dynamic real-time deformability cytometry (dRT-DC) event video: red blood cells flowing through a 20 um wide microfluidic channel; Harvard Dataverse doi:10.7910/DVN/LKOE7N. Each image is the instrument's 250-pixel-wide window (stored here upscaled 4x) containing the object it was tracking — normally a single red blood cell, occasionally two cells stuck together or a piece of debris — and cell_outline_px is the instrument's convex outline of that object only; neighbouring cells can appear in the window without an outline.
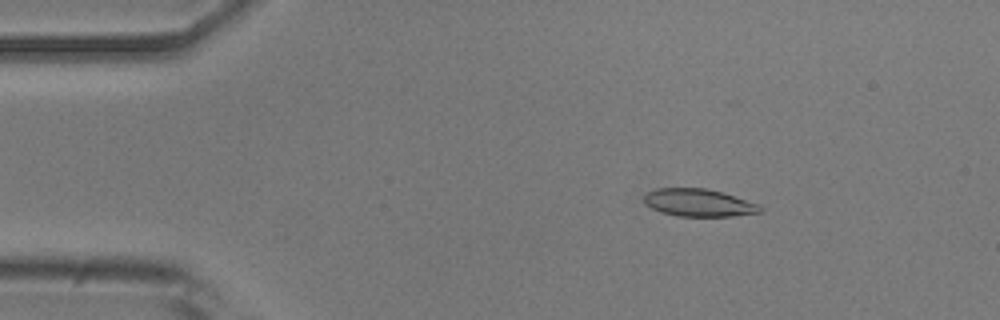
{"species": "common noctule bat (a hibernating species)", "species_latin": "Nyctalus noctula", "temperature_condition": "room temperature", "stored_images_in_passage": 53, "camera_frame_rate_fps": 3000, "um_per_image_px": 0.085, "animal": {"sex": "male", "body_mass_g": 20.5, "forearm_length_mm": 52.5}, "frame": {"image": 1, "passage_image": 8, "time_ms": 2.333, "image_size_px": [1000, 320], "cell_outline_px": [[764, 208], [760, 212], [732, 216], [676, 216], [652, 208], [644, 204], [644, 196], [648, 192], [656, 188], [704, 188], [720, 192], [760, 204]], "centroid_in_image_um": [59.39, 17.23], "position_along_channel_um": 25.6, "area_um2": 18.5}}
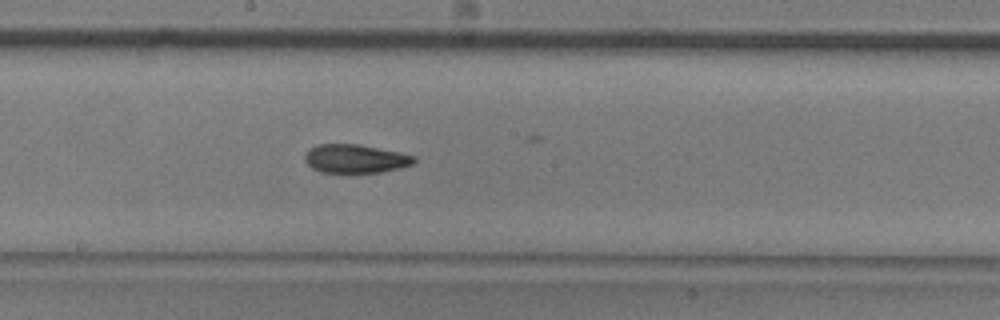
{"frame": {"image": 2, "passage_image": 28, "time_ms": 9.0, "image_size_px": [1000, 320], "cell_outline_px": [[416, 160], [412, 164], [400, 168], [380, 172], [348, 176], [320, 172], [312, 168], [304, 160], [304, 156], [308, 148], [316, 144], [356, 144], [400, 152], [416, 156]], "centroid_in_image_um": [30.16, 13.54], "position_along_channel_um": 218.0, "area_um2": 19.07}}
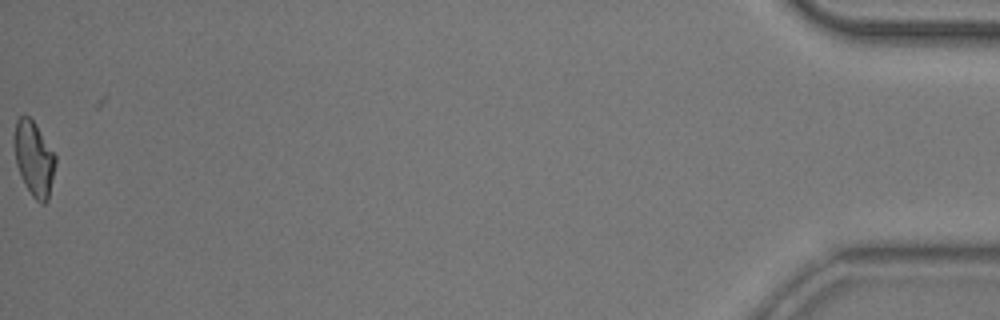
{"frame": {"image": 3, "passage_image": 53, "time_ms": 17.333, "image_size_px": [1000, 320], "cell_outline_px": [[56, 164], [48, 200], [44, 204], [40, 204], [32, 196], [24, 184], [20, 176], [16, 164], [12, 140], [16, 120], [20, 116], [28, 116], [32, 120], [56, 156]], "centroid_in_image_um": [2.86, 13.51], "position_along_channel_um": 432.3, "area_um2": 18.09}, "authors_computed_cell_mechanics": {"area_um2": 18.6694, "velocity_mm_per_s": 3.7975, "shape_relaxation_time_tau1_ms": 6.1887, "shape_relaxation_time_tau2_ms": 3.9782, "deformation_change_tau1": 0.1739, "deformation_change_tau2": 0.097}}